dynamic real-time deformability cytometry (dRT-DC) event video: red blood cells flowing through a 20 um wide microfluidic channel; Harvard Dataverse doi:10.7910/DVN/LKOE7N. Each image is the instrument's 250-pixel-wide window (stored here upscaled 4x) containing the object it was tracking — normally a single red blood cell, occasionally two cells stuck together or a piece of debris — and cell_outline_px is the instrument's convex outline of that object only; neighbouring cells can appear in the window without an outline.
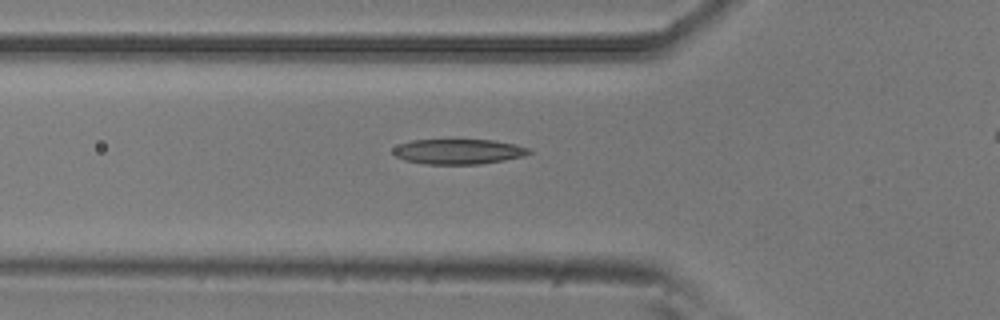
{"species": "common noctule bat (a hibernating species)", "species_latin": "Nyctalus noctula", "temperature_condition": "room temperature", "stored_images_in_passage": 30, "camera_frame_rate_fps": 3000, "um_per_image_px": 0.085, "animal": {"sex": "male", "body_mass_g": 20.5, "forearm_length_mm": 52.5}, "frame": {"image": 1, "passage_image": 2, "time_ms": 0.333, "image_size_px": [1000, 320], "cell_outline_px": [[532, 152], [524, 156], [504, 160], [480, 164], [424, 164], [404, 160], [396, 156], [392, 152], [392, 148], [400, 144], [412, 140], [492, 140], [516, 144], [532, 148]], "centroid_in_image_um": [38.99, 12.88], "position_along_channel_um": 86.8, "area_um2": 20.0}}
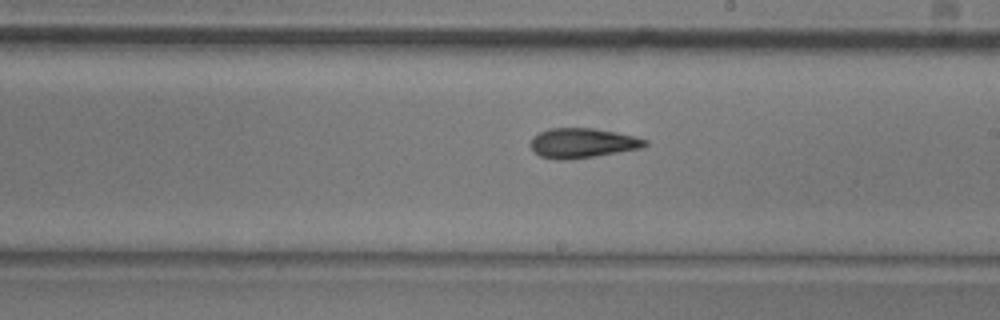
{"frame": {"image": 2, "passage_image": 14, "time_ms": 4.333, "image_size_px": [1000, 320], "cell_outline_px": [[648, 144], [640, 148], [592, 156], [564, 160], [556, 160], [540, 156], [528, 144], [532, 136], [540, 132], [552, 128], [592, 128], [616, 132], [648, 140]], "centroid_in_image_um": [49.45, 12.15], "position_along_channel_um": 239.5, "area_um2": 19.59}}
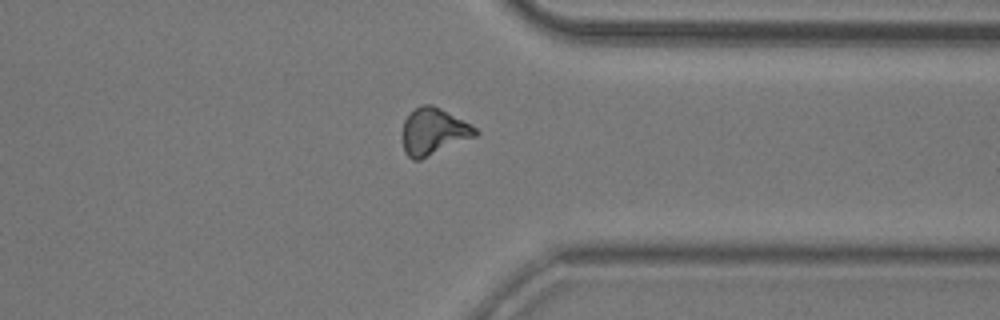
{"frame": {"image": 3, "passage_image": 25, "time_ms": 8.0, "image_size_px": [1000, 320], "cell_outline_px": [[480, 132], [476, 136], [420, 160], [412, 160], [404, 152], [400, 136], [404, 120], [420, 104], [432, 104], [472, 124]], "centroid_in_image_um": [36.82, 11.19], "position_along_channel_um": 374.6, "area_um2": 20.17}}